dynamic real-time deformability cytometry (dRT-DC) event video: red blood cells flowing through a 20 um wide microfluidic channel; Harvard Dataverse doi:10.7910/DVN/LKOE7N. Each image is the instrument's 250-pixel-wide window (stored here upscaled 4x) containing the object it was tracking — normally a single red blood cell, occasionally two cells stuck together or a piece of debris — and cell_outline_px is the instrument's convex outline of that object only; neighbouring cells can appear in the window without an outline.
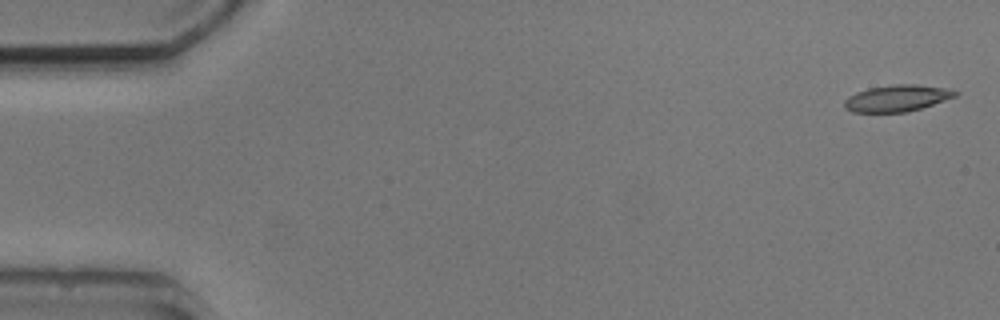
{"species": "common noctule bat (a hibernating species)", "species_latin": "Nyctalus noctula", "temperature_condition": "cold", "stored_images_in_passage": 5, "camera_frame_rate_fps": 3000, "um_per_image_px": 0.085, "animal": {"sex": "male", "body_mass_g": 20.5, "forearm_length_mm": 52.5}, "frame": {"image": 1, "passage_image": 1, "time_ms": 0.0, "image_size_px": [1000, 320], "cell_outline_px": [[960, 92], [956, 96], [908, 112], [852, 112], [844, 108], [844, 100], [848, 96], [856, 92], [868, 88], [892, 84], [916, 84], [944, 88]], "centroid_in_image_um": [76.2, 8.34], "position_along_channel_um": 8.8, "area_um2": 17.11}}
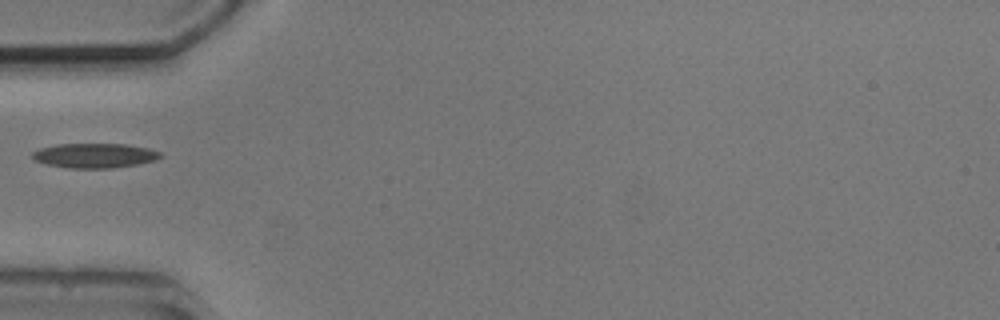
{"frame": {"image": 2, "passage_image": 5, "time_ms": 5.333, "image_size_px": [1000, 320], "cell_outline_px": [[164, 156], [152, 160], [136, 164], [112, 168], [68, 168], [48, 164], [36, 160], [32, 156], [32, 152], [40, 148], [56, 144], [128, 144], [148, 148], [160, 152]], "centroid_in_image_um": [8.04, 13.21], "position_along_channel_um": 77.0, "area_um2": 18.21}}